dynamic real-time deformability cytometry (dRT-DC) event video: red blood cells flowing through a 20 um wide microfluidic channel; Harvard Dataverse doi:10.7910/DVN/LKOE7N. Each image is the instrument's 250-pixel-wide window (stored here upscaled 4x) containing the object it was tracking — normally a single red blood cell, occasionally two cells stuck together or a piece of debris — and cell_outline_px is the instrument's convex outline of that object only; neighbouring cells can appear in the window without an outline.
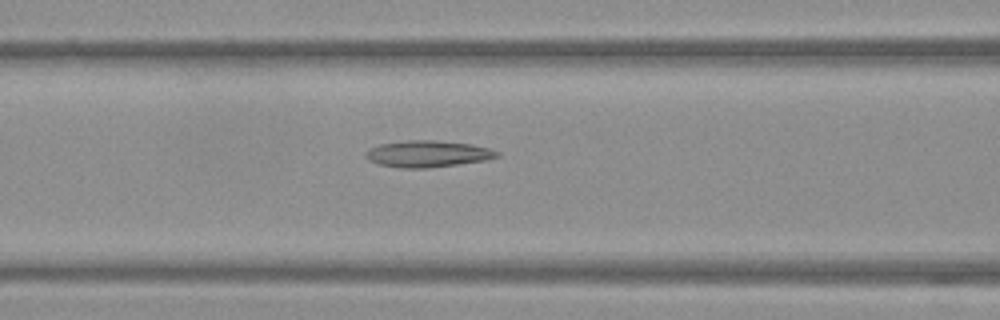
{"species": "Egyptian fruit bat (a non-hibernating species)", "species_latin": "Rousettus aegyptiacus", "temperature_condition": "warm", "stored_images_in_passage": 33, "camera_frame_rate_fps": 3000, "um_per_image_px": 0.085, "frame": {"image": 1, "passage_image": 11, "time_ms": 3.333, "image_size_px": [1000, 320], "cell_outline_px": [[500, 156], [484, 160], [428, 168], [400, 168], [380, 164], [364, 156], [364, 152], [368, 148], [380, 144], [408, 140], [432, 140], [472, 144], [488, 148], [500, 152]], "centroid_in_image_um": [36.34, 13.07], "position_along_channel_um": 130.3, "area_um2": 20.17}}
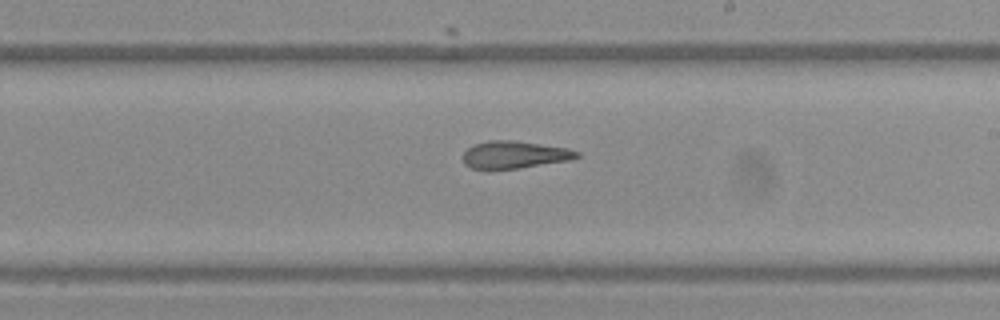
{"frame": {"image": 2, "passage_image": 20, "time_ms": 6.333, "image_size_px": [1000, 320], "cell_outline_px": [[580, 156], [572, 160], [520, 168], [472, 168], [464, 164], [460, 156], [472, 144], [488, 140], [512, 140], [568, 148], [580, 152]], "centroid_in_image_um": [43.73, 13.14], "position_along_channel_um": 245.3, "area_um2": 18.26}}
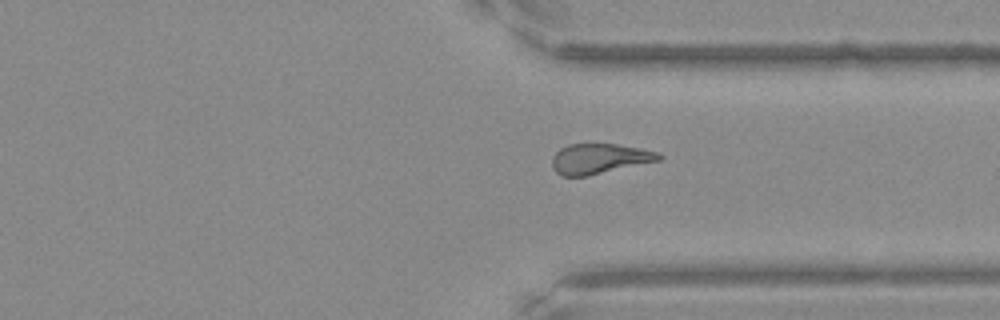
{"frame": {"image": 3, "passage_image": 29, "time_ms": 9.333, "image_size_px": [1000, 320], "cell_outline_px": [[664, 156], [660, 160], [588, 176], [560, 176], [552, 168], [552, 156], [560, 148], [568, 144], [616, 144], [640, 148], [660, 152]], "centroid_in_image_um": [50.94, 13.49], "position_along_channel_um": 360.5, "area_um2": 18.9}}